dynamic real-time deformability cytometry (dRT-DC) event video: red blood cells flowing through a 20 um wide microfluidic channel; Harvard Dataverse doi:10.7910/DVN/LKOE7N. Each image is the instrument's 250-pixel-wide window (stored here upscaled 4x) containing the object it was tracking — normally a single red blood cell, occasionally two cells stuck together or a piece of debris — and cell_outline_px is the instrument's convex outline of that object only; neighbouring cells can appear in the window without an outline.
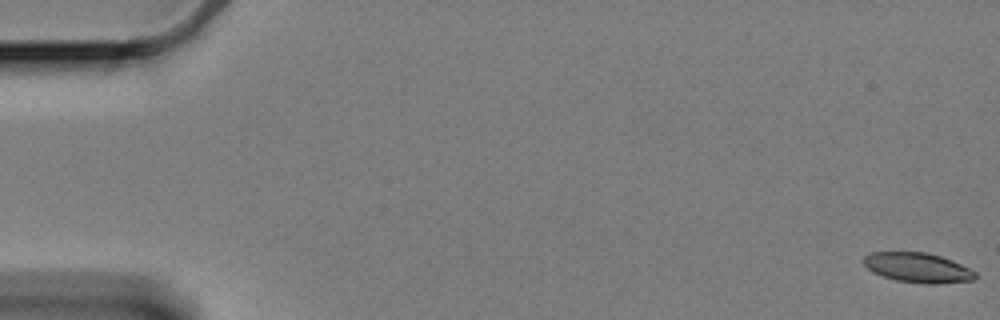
{"species": "Egyptian fruit bat (a non-hibernating species)", "species_latin": "Rousettus aegyptiacus", "temperature_condition": "cold", "stored_images_in_passage": 61, "camera_frame_rate_fps": 3000, "um_per_image_px": 0.085, "animal": {"sex": "female"}, "frame": {"image": 1, "passage_image": 1, "time_ms": 0.0, "image_size_px": [1000, 320], "cell_outline_px": [[976, 276], [972, 280], [940, 284], [924, 284], [896, 280], [872, 272], [860, 260], [864, 256], [872, 252], [928, 252], [952, 260], [976, 272]], "centroid_in_image_um": [77.98, 22.75], "position_along_channel_um": 7.0, "area_um2": 19.42}}
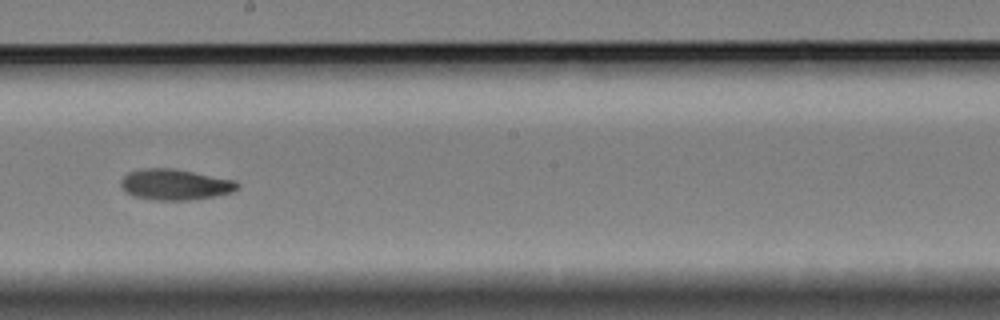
{"frame": {"image": 2, "passage_image": 35, "time_ms": 11.333, "image_size_px": [1000, 320], "cell_outline_px": [[240, 188], [232, 192], [216, 196], [192, 200], [152, 200], [132, 196], [120, 184], [120, 180], [128, 172], [144, 168], [172, 168], [236, 180], [240, 184]], "centroid_in_image_um": [14.91, 15.69], "position_along_channel_um": 233.3, "area_um2": 21.1}}
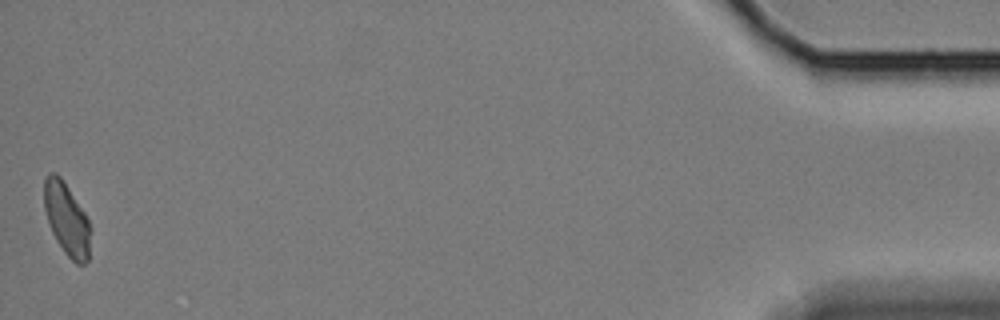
{"frame": {"image": 3, "passage_image": 61, "time_ms": 20.0, "image_size_px": [1000, 320], "cell_outline_px": [[92, 232], [88, 260], [84, 264], [76, 264], [64, 252], [56, 240], [52, 232], [44, 208], [44, 180], [48, 172], [56, 172], [60, 176], [84, 212], [92, 228]], "centroid_in_image_um": [5.69, 18.64], "position_along_channel_um": 429.5, "area_um2": 19.65}, "authors_computed_cell_mechanics": {"area_um2": 20.2878, "velocity_mm_per_s": 3.293, "shape_relaxation_time_tau1_ms": 11.0626, "shape_relaxation_time_tau2_ms": null, "deformation_change_tau1": 0.1846, "deformation_change_tau2": null}}